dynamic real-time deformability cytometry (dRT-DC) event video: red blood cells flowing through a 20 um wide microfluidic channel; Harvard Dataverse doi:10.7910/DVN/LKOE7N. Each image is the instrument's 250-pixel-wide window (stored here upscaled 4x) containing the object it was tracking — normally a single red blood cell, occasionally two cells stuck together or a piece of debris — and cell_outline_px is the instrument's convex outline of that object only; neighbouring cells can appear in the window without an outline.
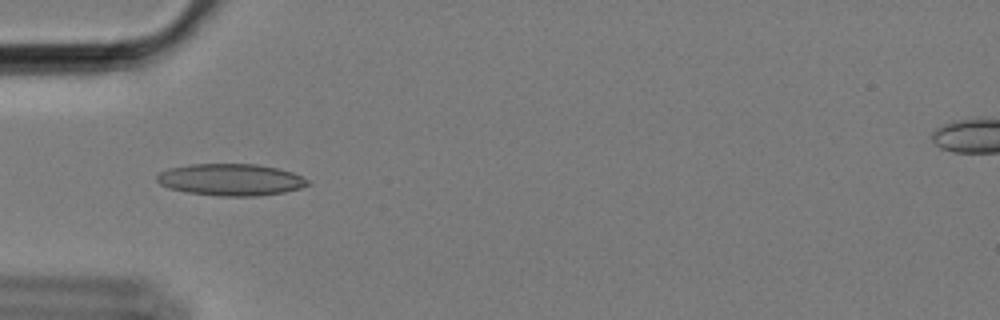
{"species": "Egyptian fruit bat (a non-hibernating species)", "species_latin": "Rousettus aegyptiacus", "temperature_condition": "cold", "stored_images_in_passage": 58, "camera_frame_rate_fps": 3000, "um_per_image_px": 0.085, "animal": {"sex": "female"}, "frame": {"image": 1, "passage_image": 17, "time_ms": 5.333, "image_size_px": [1000, 320], "cell_outline_px": [[312, 184], [300, 188], [284, 192], [256, 196], [220, 196], [188, 192], [168, 188], [160, 184], [156, 180], [156, 176], [160, 172], [168, 168], [192, 164], [256, 164], [276, 168], [292, 172], [308, 180]], "centroid_in_image_um": [19.6, 15.27], "position_along_channel_um": 65.4, "area_um2": 27.92}}
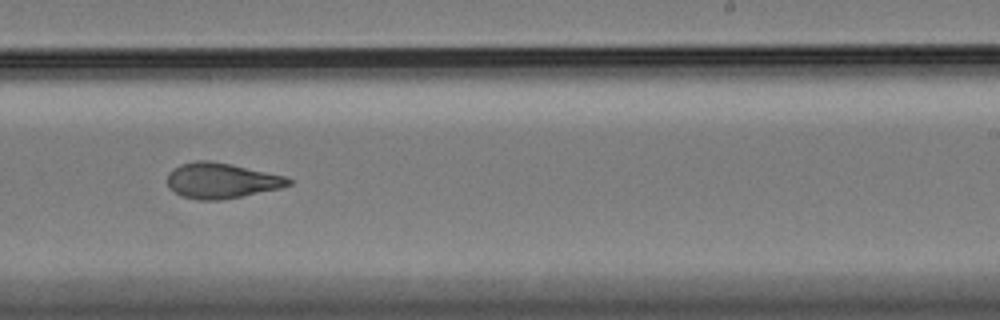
{"frame": {"image": 2, "passage_image": 35, "time_ms": 11.333, "image_size_px": [1000, 320], "cell_outline_px": [[292, 184], [280, 188], [220, 200], [200, 200], [180, 196], [172, 192], [168, 188], [168, 172], [172, 168], [180, 164], [196, 160], [208, 160], [288, 176], [292, 180]], "centroid_in_image_um": [18.78, 15.35], "position_along_channel_um": 270.2, "area_um2": 25.09}}
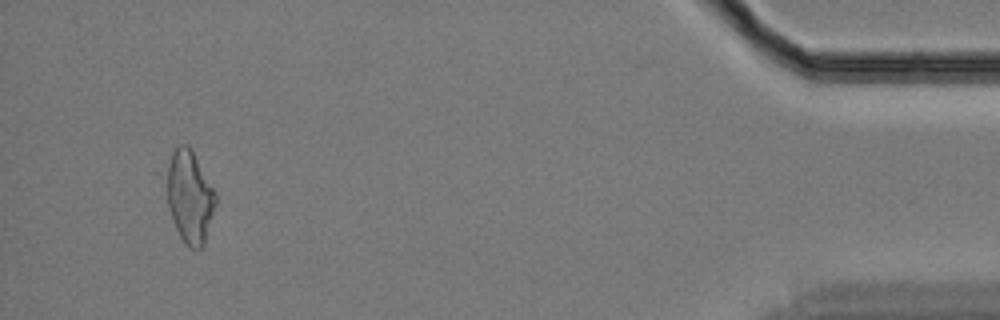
{"frame": {"image": 3, "passage_image": 54, "time_ms": 17.667, "image_size_px": [1000, 320], "cell_outline_px": [[216, 204], [204, 244], [200, 248], [192, 248], [180, 236], [172, 220], [168, 204], [168, 164], [172, 152], [180, 144], [188, 144], [216, 192]], "centroid_in_image_um": [16.14, 16.71], "position_along_channel_um": 419.1, "area_um2": 25.72}, "authors_computed_cell_mechanics": {"area_um2": 25.4898, "velocity_mm_per_s": 3.4219, "shape_relaxation_time_tau1_ms": null, "shape_relaxation_time_tau2_ms": 2.1515, "deformation_change_tau1": null, "deformation_change_tau2": 0.0872}}